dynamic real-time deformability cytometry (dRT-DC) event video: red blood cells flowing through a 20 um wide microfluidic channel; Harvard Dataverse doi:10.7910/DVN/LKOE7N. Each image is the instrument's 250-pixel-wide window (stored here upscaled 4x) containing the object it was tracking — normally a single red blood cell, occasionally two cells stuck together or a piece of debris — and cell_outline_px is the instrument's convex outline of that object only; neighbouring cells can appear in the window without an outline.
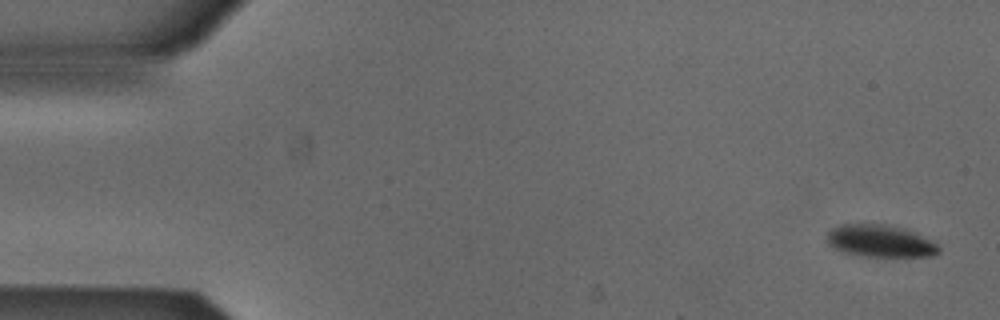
{"species": "Egyptian fruit bat (a non-hibernating species)", "species_latin": "Rousettus aegyptiacus", "temperature_condition": "cold", "stored_images_in_passage": 4, "camera_frame_rate_fps": 3000, "um_per_image_px": 0.085, "animal": {"sex": "male"}, "frame": {"image": 1, "passage_image": 1, "time_ms": 0.0, "image_size_px": [1000, 320], "cell_outline_px": [[940, 252], [932, 256], [864, 256], [844, 252], [828, 244], [828, 232], [832, 228], [840, 224], [884, 224], [904, 228], [936, 244], [940, 248]], "centroid_in_image_um": [74.79, 20.48], "position_along_channel_um": 10.2, "area_um2": 20.58}}
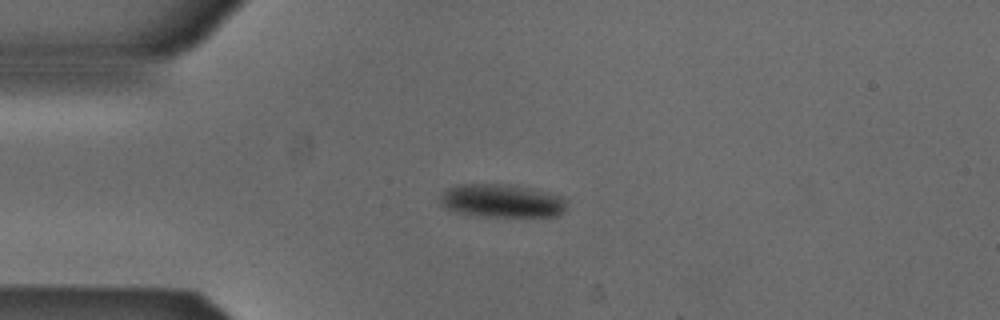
{"frame": {"image": 2, "passage_image": 4, "time_ms": 1.0, "image_size_px": [1000, 320], "cell_outline_px": [[568, 200], [564, 212], [556, 216], [472, 216], [456, 212], [444, 208], [440, 204], [440, 196], [448, 188], [460, 184], [508, 184], [528, 188], [564, 196]], "centroid_in_image_um": [42.65, 17.08], "position_along_channel_um": 42.3, "area_um2": 24.74}}